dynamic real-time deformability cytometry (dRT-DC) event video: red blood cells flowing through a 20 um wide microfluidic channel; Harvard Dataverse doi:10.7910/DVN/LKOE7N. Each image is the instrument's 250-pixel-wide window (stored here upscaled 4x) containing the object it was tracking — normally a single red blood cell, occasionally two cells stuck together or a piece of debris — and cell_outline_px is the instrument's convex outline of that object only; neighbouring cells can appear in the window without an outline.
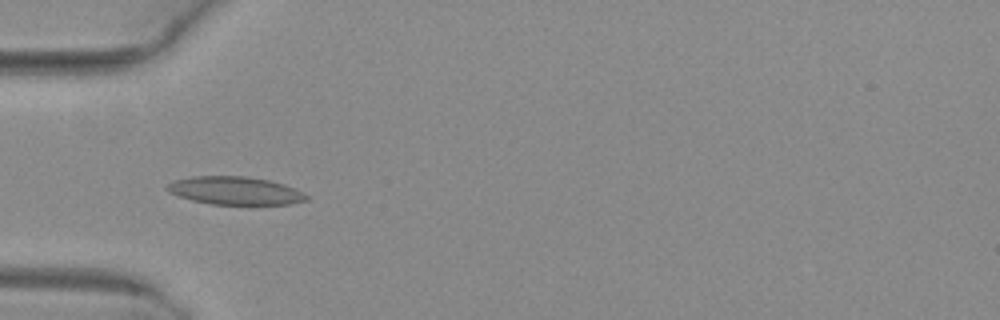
{"species": "common noctule bat (a hibernating species)", "species_latin": "Nyctalus noctula", "temperature_condition": "warm", "stored_images_in_passage": 6, "camera_frame_rate_fps": 3000, "um_per_image_px": 0.085, "animal": {"sex": "female", "body_mass_g": 29.2, "forearm_length_mm": 56.3}, "frame": {"image": 1, "passage_image": 2, "time_ms": 0.333, "image_size_px": [1000, 320], "cell_outline_px": [[308, 200], [288, 204], [208, 204], [192, 200], [168, 192], [164, 188], [168, 184], [176, 180], [192, 176], [244, 176], [268, 180], [284, 184], [304, 192], [308, 196]], "centroid_in_image_um": [19.98, 16.2], "position_along_channel_um": 65.0, "area_um2": 22.66}}
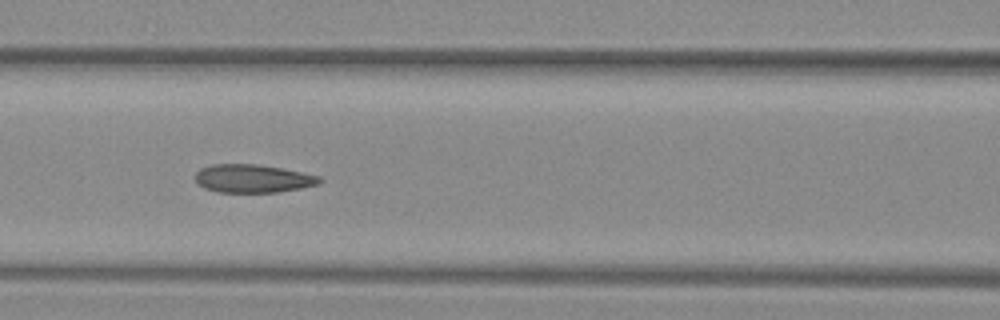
{"frame": {"image": 2, "passage_image": 4, "time_ms": 1.0, "image_size_px": [1000, 320], "cell_outline_px": [[324, 180], [320, 184], [300, 188], [276, 192], [216, 192], [204, 188], [196, 180], [196, 172], [200, 168], [212, 164], [256, 164], [280, 168], [320, 176]], "centroid_in_image_um": [21.49, 15.17], "position_along_channel_um": 145.1, "area_um2": 20.35}}
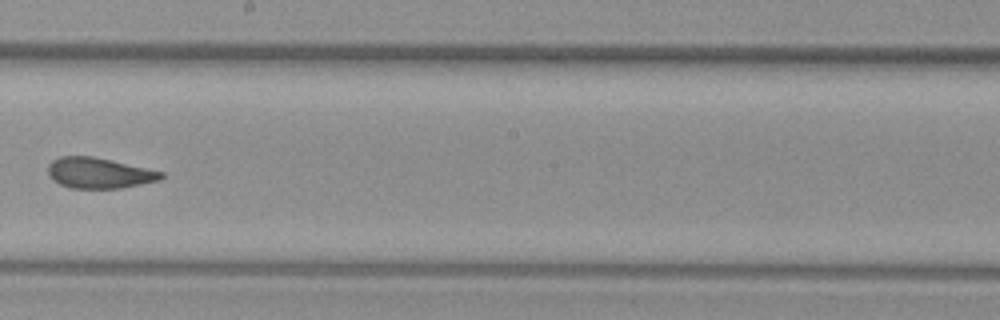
{"frame": {"image": 3, "passage_image": 6, "time_ms": 1.667, "image_size_px": [1000, 320], "cell_outline_px": [[164, 176], [160, 180], [120, 188], [68, 188], [52, 180], [48, 176], [48, 164], [52, 160], [60, 156], [92, 156], [112, 160], [148, 168], [164, 172]], "centroid_in_image_um": [8.4, 14.7], "position_along_channel_um": 239.8, "area_um2": 20.35}}